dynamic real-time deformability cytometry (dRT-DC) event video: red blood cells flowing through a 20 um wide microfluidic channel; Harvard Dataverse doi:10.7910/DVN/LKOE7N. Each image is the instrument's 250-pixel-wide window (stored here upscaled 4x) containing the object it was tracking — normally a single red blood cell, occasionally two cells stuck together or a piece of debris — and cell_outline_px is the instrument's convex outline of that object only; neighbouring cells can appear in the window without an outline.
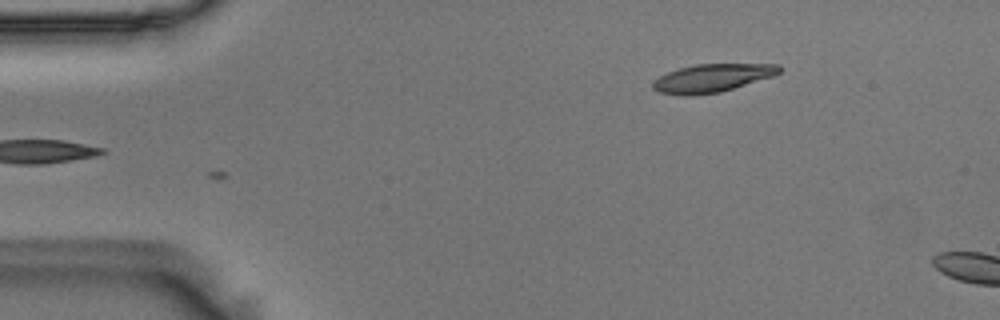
{"species": "Egyptian fruit bat (a non-hibernating species)", "species_latin": "Rousettus aegyptiacus", "temperature_condition": "room temperature", "stored_images_in_passage": 18, "camera_frame_rate_fps": 3000, "um_per_image_px": 0.085, "animal": {"sex": "male"}, "frame": {"image": 1, "passage_image": 18, "time_ms": 5.667, "image_size_px": [1000, 320], "cell_outline_px": [[780, 72], [772, 76], [720, 92], [692, 96], [684, 96], [660, 92], [652, 88], [652, 80], [668, 72], [680, 68], [696, 64], [780, 64]], "centroid_in_image_um": [60.49, 6.64], "position_along_channel_um": 24.5, "area_um2": 20.58}}